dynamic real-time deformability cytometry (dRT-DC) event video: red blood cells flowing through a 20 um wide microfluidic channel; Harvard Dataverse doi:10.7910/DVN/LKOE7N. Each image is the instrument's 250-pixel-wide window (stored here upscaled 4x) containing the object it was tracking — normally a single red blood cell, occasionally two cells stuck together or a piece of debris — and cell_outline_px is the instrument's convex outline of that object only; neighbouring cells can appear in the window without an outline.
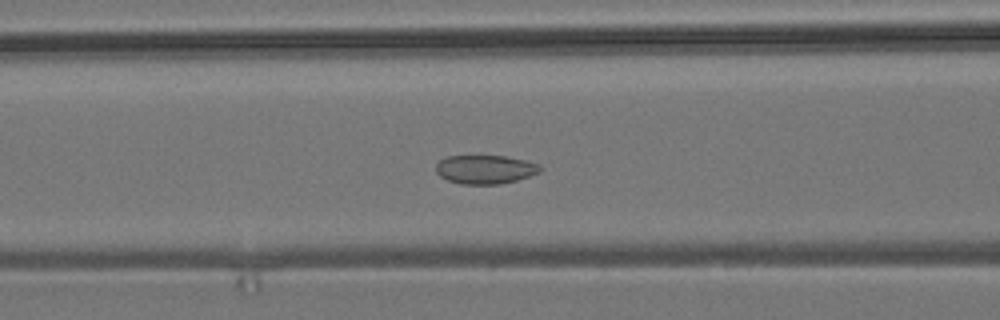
{"species": "common noctule bat (a hibernating species)", "species_latin": "Nyctalus noctula", "temperature_condition": "room temperature", "stored_images_in_passage": 52, "camera_frame_rate_fps": 3000, "um_per_image_px": 0.085, "animal": {"sex": "male", "body_mass_g": 19.2, "forearm_length_mm": 51.8}, "frame": {"image": 1, "passage_image": 19, "time_ms": 6.0, "image_size_px": [1000, 320], "cell_outline_px": [[544, 168], [540, 172], [516, 180], [500, 184], [460, 184], [448, 180], [440, 176], [436, 172], [436, 164], [440, 160], [448, 156], [504, 156], [528, 160], [540, 164]], "centroid_in_image_um": [41.27, 14.39], "position_along_channel_um": 125.3, "area_um2": 17.57}}
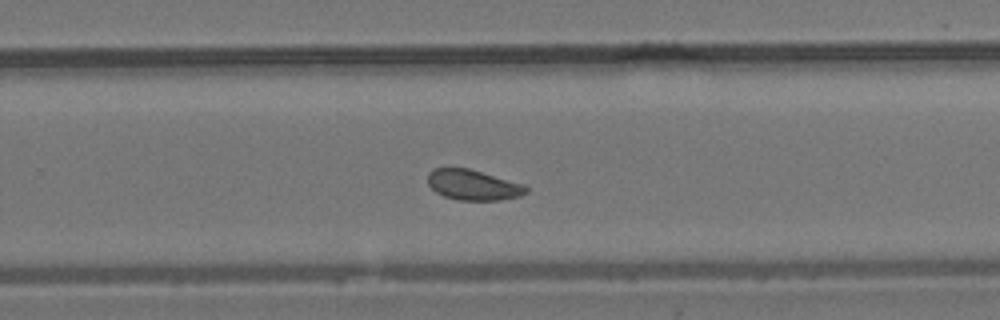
{"frame": {"image": 2, "passage_image": 32, "time_ms": 10.333, "image_size_px": [1000, 320], "cell_outline_px": [[528, 192], [520, 196], [500, 200], [456, 200], [444, 196], [436, 192], [428, 184], [428, 172], [436, 168], [468, 168], [524, 184], [528, 188]], "centroid_in_image_um": [40.22, 15.72], "position_along_channel_um": 289.6, "area_um2": 17.4}}
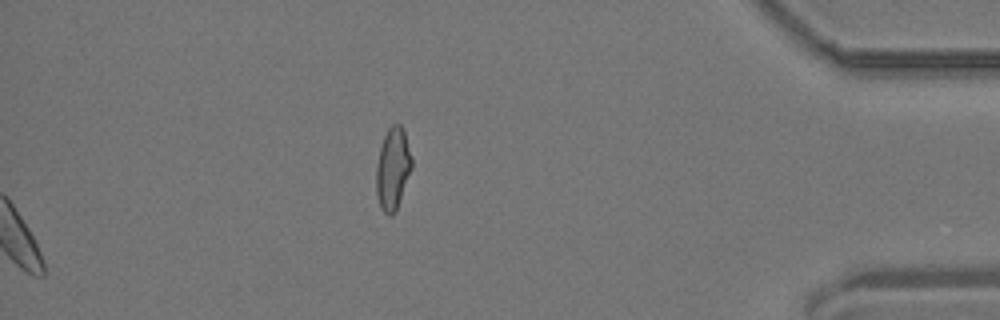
{"frame": {"image": 3, "passage_image": 52, "time_ms": 17.0, "image_size_px": [1000, 320], "cell_outline_px": [[412, 168], [396, 212], [392, 216], [388, 216], [380, 208], [376, 192], [376, 164], [380, 148], [384, 136], [388, 128], [392, 124], [400, 124], [404, 132], [412, 156]], "centroid_in_image_um": [33.38, 14.37], "position_along_channel_um": 401.8, "area_um2": 17.17}, "authors_computed_cell_mechanics": {"area_um2": 17.9469, "velocity_mm_per_s": 3.8047, "shape_relaxation_time_tau1_ms": null, "shape_relaxation_time_tau2_ms": 8.1294, "deformation_change_tau1": null, "deformation_change_tau2": 0.1272}}